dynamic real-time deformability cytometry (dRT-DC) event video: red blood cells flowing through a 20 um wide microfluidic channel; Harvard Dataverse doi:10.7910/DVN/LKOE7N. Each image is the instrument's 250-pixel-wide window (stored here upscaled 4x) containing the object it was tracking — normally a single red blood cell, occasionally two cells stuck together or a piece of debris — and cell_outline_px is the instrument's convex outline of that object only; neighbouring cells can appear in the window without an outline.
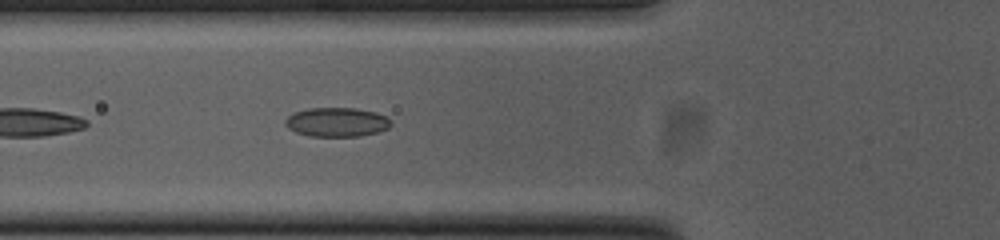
{"species": "common noctule bat (a hibernating species)", "species_latin": "Nyctalus noctula", "temperature_condition": "cold", "stored_images_in_passage": 17, "camera_frame_rate_fps": 3000, "um_per_image_px": 0.085, "animal": {"sex": "female", "body_mass_g": 23.0, "forearm_length_mm": 53.4}, "frame": {"image": 1, "passage_image": 6, "time_ms": 1.667, "image_size_px": [1000, 240], "cell_outline_px": [[392, 124], [388, 128], [376, 132], [360, 136], [308, 136], [296, 132], [288, 128], [284, 124], [284, 120], [292, 112], [308, 108], [356, 108], [376, 112], [388, 116]], "centroid_in_image_um": [28.61, 10.37], "position_along_channel_um": 97.2, "area_um2": 18.15}}
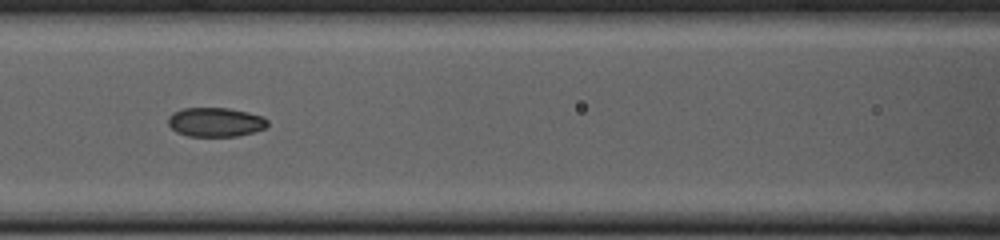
{"frame": {"image": 2, "passage_image": 10, "time_ms": 3.0, "image_size_px": [1000, 240], "cell_outline_px": [[268, 124], [264, 128], [252, 132], [236, 136], [188, 136], [176, 132], [168, 124], [168, 116], [172, 112], [184, 108], [228, 108], [248, 112], [264, 116], [268, 120]], "centroid_in_image_um": [18.3, 10.37], "position_along_channel_um": 148.3, "area_um2": 16.94}}